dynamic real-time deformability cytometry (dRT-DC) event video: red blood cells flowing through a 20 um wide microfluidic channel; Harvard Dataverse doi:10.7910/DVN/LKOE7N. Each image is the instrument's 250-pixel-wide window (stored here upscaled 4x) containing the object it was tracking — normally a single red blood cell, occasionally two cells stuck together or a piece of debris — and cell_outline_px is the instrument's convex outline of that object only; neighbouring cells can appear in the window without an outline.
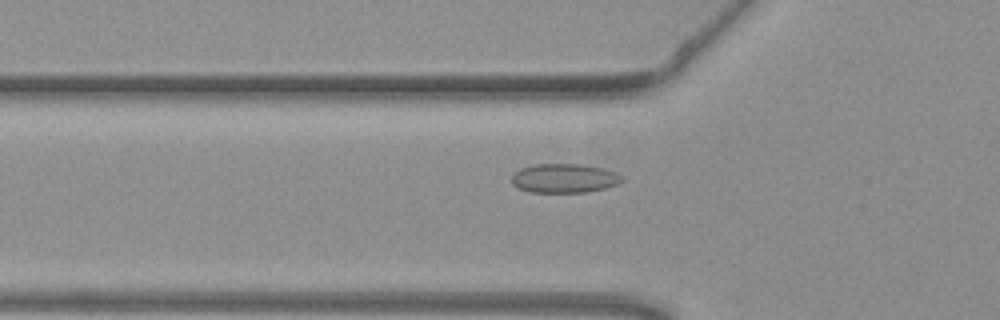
{"species": "common noctule bat (a hibernating species)", "species_latin": "Nyctalus noctula", "temperature_condition": "warm", "stored_images_in_passage": 52, "camera_frame_rate_fps": 3000, "um_per_image_px": 0.085, "animal": {"sex": "female", "body_mass_g": 19.3, "forearm_length_mm": 54.1}, "frame": {"image": 1, "passage_image": 16, "time_ms": 5.0, "image_size_px": [1000, 320], "cell_outline_px": [[624, 180], [620, 184], [588, 192], [528, 192], [512, 184], [512, 176], [520, 168], [532, 164], [580, 164], [600, 168], [616, 172], [624, 176]], "centroid_in_image_um": [47.99, 15.15], "position_along_channel_um": 77.8, "area_um2": 18.79}}
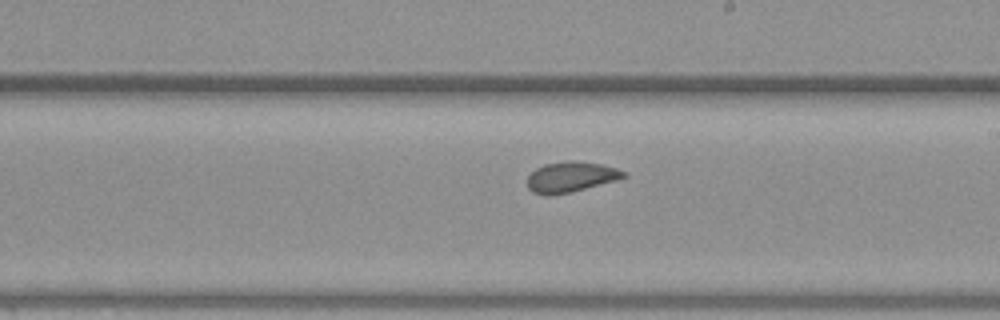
{"frame": {"image": 2, "passage_image": 29, "time_ms": 9.333, "image_size_px": [1000, 320], "cell_outline_px": [[628, 176], [616, 180], [572, 192], [552, 196], [548, 196], [532, 192], [528, 188], [528, 176], [536, 168], [544, 164], [568, 160], [576, 160], [600, 164], [616, 168], [628, 172]], "centroid_in_image_um": [48.53, 15.04], "position_along_channel_um": 240.5, "area_um2": 17.28}}
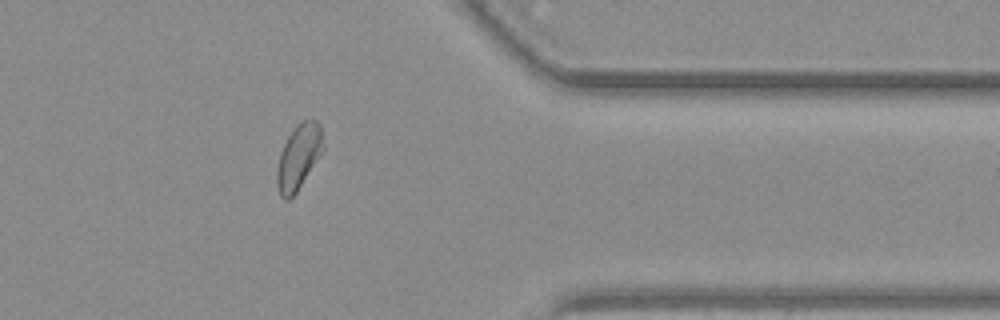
{"frame": {"image": 3, "passage_image": 42, "time_ms": 13.667, "image_size_px": [1000, 320], "cell_outline_px": [[324, 148], [320, 156], [296, 192], [288, 200], [284, 200], [280, 196], [276, 184], [276, 172], [280, 152], [288, 136], [296, 124], [300, 120], [316, 120], [320, 124]], "centroid_in_image_um": [25.37, 13.33], "position_along_channel_um": 386.0, "area_um2": 17.51}, "authors_computed_cell_mechanics": {"area_um2": 17.8602, "velocity_mm_per_s": 3.7347, "shape_relaxation_time_tau1_ms": null, "shape_relaxation_time_tau2_ms": 0.8489, "deformation_change_tau1": null, "deformation_change_tau2": 0.0361}}